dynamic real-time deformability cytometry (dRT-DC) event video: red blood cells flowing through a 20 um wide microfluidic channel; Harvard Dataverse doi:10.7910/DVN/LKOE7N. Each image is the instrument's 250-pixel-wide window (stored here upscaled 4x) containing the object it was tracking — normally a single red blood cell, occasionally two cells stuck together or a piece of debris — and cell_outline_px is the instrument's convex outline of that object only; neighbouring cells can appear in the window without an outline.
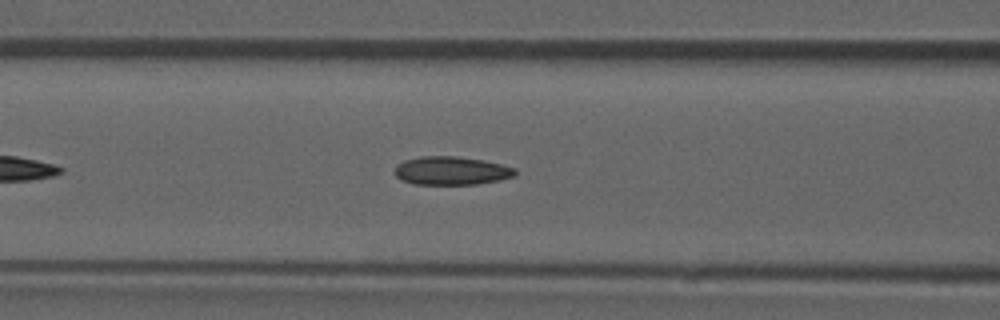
{"species": "common noctule bat (a hibernating species)", "species_latin": "Nyctalus noctula", "temperature_condition": "room temperature", "stored_images_in_passage": 37, "camera_frame_rate_fps": 3000, "um_per_image_px": 0.085, "animal": {"sex": "male", "forearm_length_mm": 52.5}, "frame": {"image": 1, "passage_image": 10, "time_ms": 3.0, "image_size_px": [1000, 320], "cell_outline_px": [[516, 176], [500, 180], [476, 184], [412, 184], [400, 180], [392, 172], [396, 164], [404, 160], [420, 156], [456, 156], [484, 160], [516, 168]], "centroid_in_image_um": [38.32, 14.51], "position_along_channel_um": 128.3, "area_um2": 20.23}, "authors_computed_cell_mechanics": {"area_um2": 19.8254, "velocity_mm_per_s": 3.8564, "shape_relaxation_time_tau1_ms": null, "shape_relaxation_time_tau2_ms": 3.324, "deformation_change_tau1": null, "deformation_change_tau2": 0.0983}}